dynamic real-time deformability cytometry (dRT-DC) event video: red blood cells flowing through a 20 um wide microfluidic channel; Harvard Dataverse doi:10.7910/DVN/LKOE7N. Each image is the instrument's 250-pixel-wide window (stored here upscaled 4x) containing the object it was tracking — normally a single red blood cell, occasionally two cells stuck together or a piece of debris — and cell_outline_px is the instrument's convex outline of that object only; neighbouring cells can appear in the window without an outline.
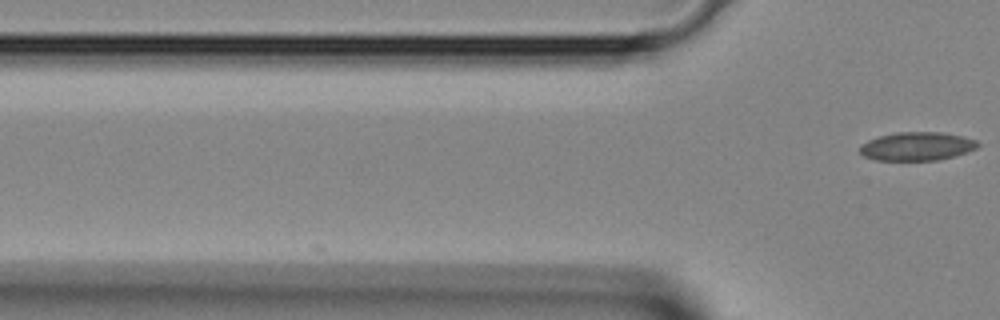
{"species": "Egyptian fruit bat (a non-hibernating species)", "species_latin": "Rousettus aegyptiacus", "temperature_condition": "room temperature", "stored_images_in_passage": 2, "camera_frame_rate_fps": 3000, "um_per_image_px": 0.085, "animal": {"sex": "female"}, "frame": {"image": 1, "passage_image": 2, "time_ms": 0.333, "image_size_px": [1000, 320], "cell_outline_px": [[980, 144], [976, 148], [968, 152], [936, 160], [876, 160], [864, 156], [860, 152], [860, 144], [868, 140], [880, 136], [896, 132], [940, 132], [964, 136], [976, 140]], "centroid_in_image_um": [77.94, 12.43], "position_along_channel_um": 47.9, "area_um2": 19.54}}